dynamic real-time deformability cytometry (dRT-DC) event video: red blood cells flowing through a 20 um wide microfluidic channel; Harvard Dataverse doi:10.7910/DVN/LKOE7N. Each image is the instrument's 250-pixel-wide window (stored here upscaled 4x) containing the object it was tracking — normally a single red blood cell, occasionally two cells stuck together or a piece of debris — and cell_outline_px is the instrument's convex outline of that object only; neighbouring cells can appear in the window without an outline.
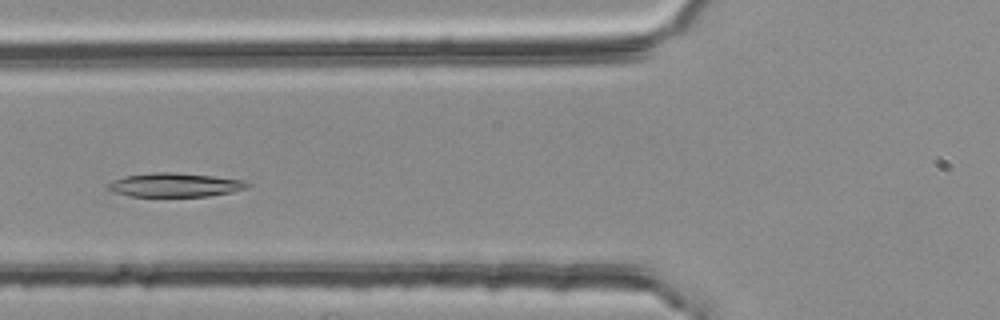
{"species": "common noctule bat (a hibernating species)", "species_latin": "Nyctalus noctula", "temperature_condition": "room temperature", "stored_images_in_passage": 29, "camera_frame_rate_fps": 3000, "um_per_image_px": 0.085, "animal": {"sex": "female", "body_mass_g": 25.1}, "frame": {"image": 1, "passage_image": 5, "time_ms": 1.333, "image_size_px": [1000, 320], "cell_outline_px": [[252, 184], [248, 188], [232, 192], [208, 196], [128, 196], [112, 192], [108, 188], [108, 184], [112, 180], [124, 176], [156, 172], [172, 172], [216, 176], [244, 180]], "centroid_in_image_um": [14.9, 15.72], "position_along_channel_um": 110.9, "area_um2": 19.54}}
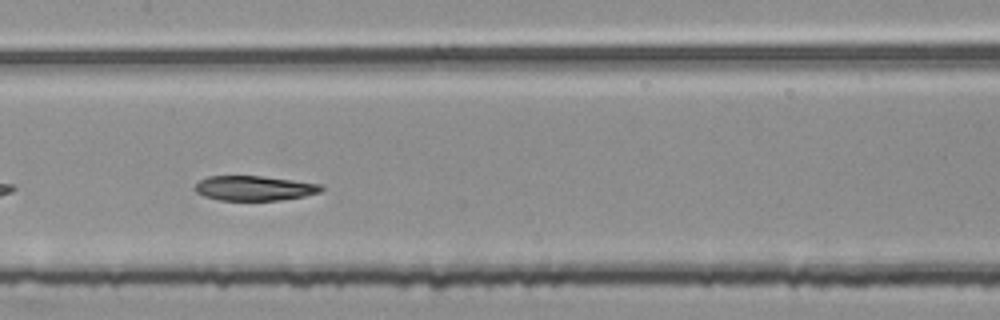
{"frame": {"image": 2, "passage_image": 11, "time_ms": 3.333, "image_size_px": [1000, 320], "cell_outline_px": [[324, 188], [320, 192], [304, 196], [280, 200], [216, 200], [204, 196], [196, 192], [196, 184], [200, 180], [208, 176], [260, 176], [292, 180], [320, 184]], "centroid_in_image_um": [21.61, 16.0], "position_along_channel_um": 185.8, "area_um2": 18.09}}
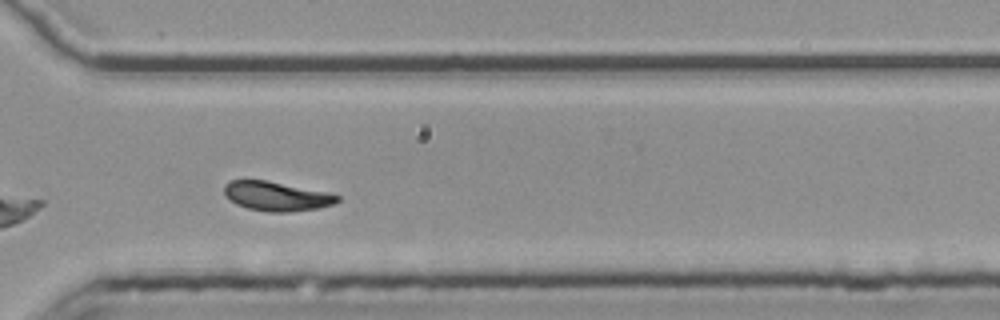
{"frame": {"image": 3, "passage_image": 24, "time_ms": 7.667, "image_size_px": [1000, 320], "cell_outline_px": [[340, 200], [332, 204], [320, 208], [288, 212], [268, 212], [248, 208], [236, 204], [224, 192], [224, 184], [228, 180], [264, 180], [324, 192], [340, 196]], "centroid_in_image_um": [23.48, 16.68], "position_along_channel_um": 347.1, "area_um2": 18.96}, "authors_computed_cell_mechanics": {"area_um2": 19.3052, "velocity_mm_per_s": 3.729, "shape_relaxation_time_tau1_ms": null, "shape_relaxation_time_tau2_ms": 7.7327, "deformation_change_tau1": null, "deformation_change_tau2": 0.1403}}